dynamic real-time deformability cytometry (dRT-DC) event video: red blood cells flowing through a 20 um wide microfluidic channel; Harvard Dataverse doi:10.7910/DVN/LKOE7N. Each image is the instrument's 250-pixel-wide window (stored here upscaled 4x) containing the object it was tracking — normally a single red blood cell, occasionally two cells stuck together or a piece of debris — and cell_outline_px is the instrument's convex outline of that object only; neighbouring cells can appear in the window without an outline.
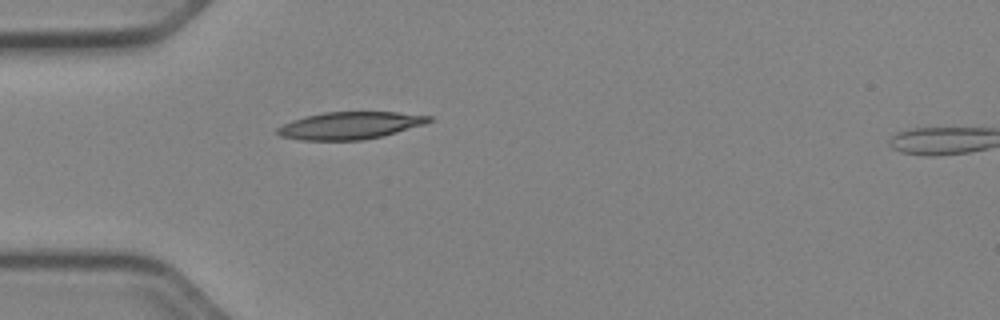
{"species": "Egyptian fruit bat (a non-hibernating species)", "species_latin": "Rousettus aegyptiacus", "temperature_condition": "cold", "stored_images_in_passage": 32, "camera_frame_rate_fps": 3000, "um_per_image_px": 0.085, "animal": {"sex": "female"}, "frame": {"image": 1, "passage_image": 1, "time_ms": 0.0, "image_size_px": [1000, 320], "cell_outline_px": [[432, 120], [424, 124], [396, 132], [380, 136], [360, 140], [300, 140], [280, 136], [276, 132], [276, 128], [292, 120], [304, 116], [324, 112], [396, 112], [432, 116]], "centroid_in_image_um": [29.71, 10.66], "position_along_channel_um": 55.3, "area_um2": 23.93}}
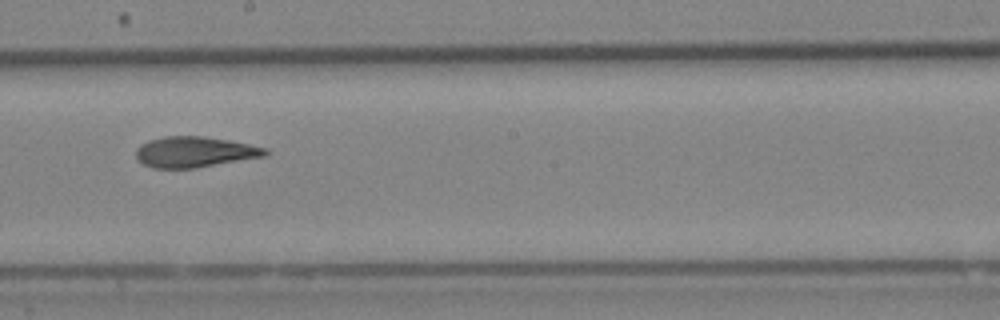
{"frame": {"image": 2, "passage_image": 15, "time_ms": 4.667, "image_size_px": [1000, 320], "cell_outline_px": [[268, 156], [192, 168], [152, 168], [144, 164], [136, 156], [136, 148], [140, 144], [148, 140], [164, 136], [204, 136], [228, 140], [268, 148]], "centroid_in_image_um": [16.55, 12.91], "position_along_channel_um": 231.7, "area_um2": 23.12}}
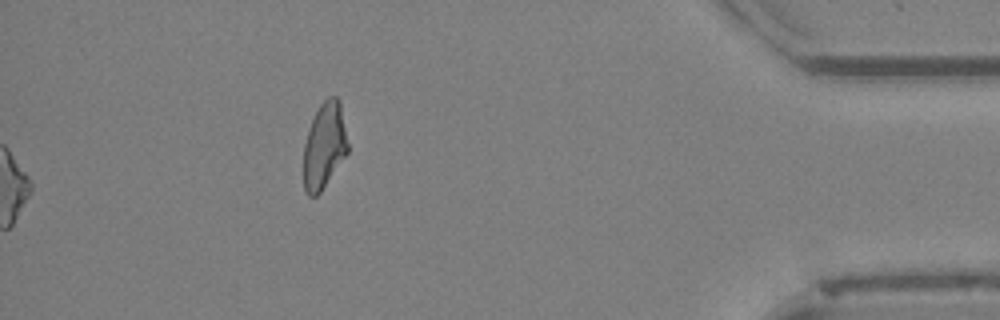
{"frame": {"image": 3, "passage_image": 32, "time_ms": 10.333, "image_size_px": [1000, 320], "cell_outline_px": [[348, 152], [320, 192], [316, 196], [308, 196], [304, 188], [304, 144], [312, 120], [320, 104], [328, 96], [336, 96], [340, 100], [348, 144]], "centroid_in_image_um": [27.57, 12.37], "position_along_channel_um": 407.6, "area_um2": 21.96}, "authors_computed_cell_mechanics": {"area_um2": 23.2934, "velocity_mm_per_s": 3.9587, "shape_relaxation_time_tau1_ms": null, "shape_relaxation_time_tau2_ms": 3.6185, "deformation_change_tau1": null, "deformation_change_tau2": 0.1118}}